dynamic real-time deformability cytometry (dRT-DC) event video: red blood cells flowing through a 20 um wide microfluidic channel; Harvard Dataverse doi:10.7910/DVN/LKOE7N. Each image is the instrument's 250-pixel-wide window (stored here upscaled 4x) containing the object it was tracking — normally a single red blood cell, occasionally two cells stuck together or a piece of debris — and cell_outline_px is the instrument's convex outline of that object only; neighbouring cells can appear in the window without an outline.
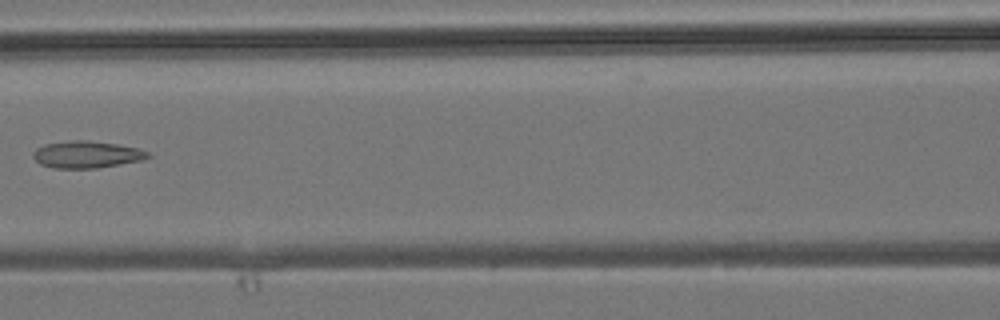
{"species": "common noctule bat (a hibernating species)", "species_latin": "Nyctalus noctula", "temperature_condition": "room temperature", "stored_images_in_passage": 6, "camera_frame_rate_fps": 3000, "um_per_image_px": 0.085, "animal": {"sex": "male", "body_mass_g": 19.2, "forearm_length_mm": 51.8}, "frame": {"image": 1, "passage_image": 5, "time_ms": 5.667, "image_size_px": [1000, 320], "cell_outline_px": [[152, 156], [140, 160], [120, 164], [96, 168], [52, 168], [40, 164], [32, 156], [32, 152], [36, 148], [44, 144], [72, 140], [88, 140], [116, 144], [140, 148], [148, 152]], "centroid_in_image_um": [7.34, 13.13], "position_along_channel_um": 159.3, "area_um2": 18.09}}
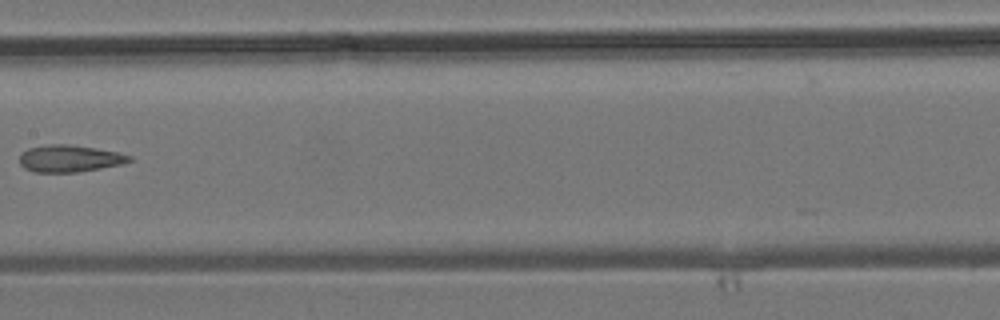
{"frame": {"image": 2, "passage_image": 6, "time_ms": 6.667, "image_size_px": [1000, 320], "cell_outline_px": [[132, 160], [124, 164], [76, 172], [36, 172], [24, 168], [20, 164], [20, 152], [28, 148], [48, 144], [68, 144], [96, 148], [116, 152], [132, 156]], "centroid_in_image_um": [5.9, 13.47], "position_along_channel_um": 201.5, "area_um2": 17.28}}